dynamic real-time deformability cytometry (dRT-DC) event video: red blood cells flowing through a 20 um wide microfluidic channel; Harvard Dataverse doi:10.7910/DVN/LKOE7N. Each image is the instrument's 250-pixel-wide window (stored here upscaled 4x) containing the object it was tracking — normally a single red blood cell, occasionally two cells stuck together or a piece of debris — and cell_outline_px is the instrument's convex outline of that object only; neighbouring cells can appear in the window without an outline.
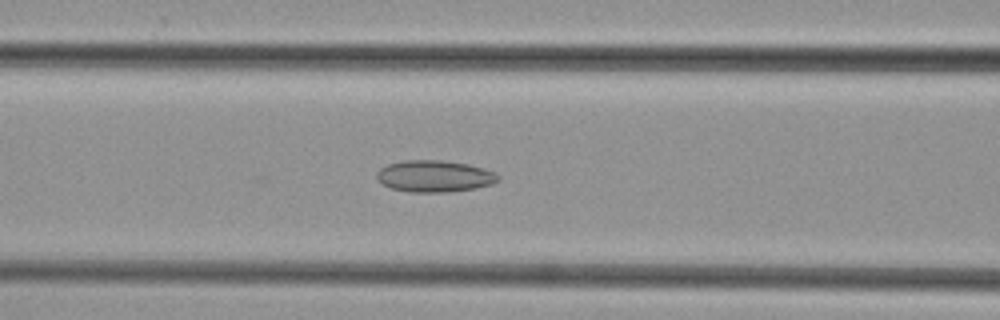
{"species": "common noctule bat (a hibernating species)", "species_latin": "Nyctalus noctula", "temperature_condition": "cold", "stored_images_in_passage": 35, "camera_frame_rate_fps": 3000, "um_per_image_px": 0.085, "animal": {"sex": "female", "body_mass_g": 29.2, "forearm_length_mm": 56.3}, "frame": {"image": 1, "passage_image": 7, "time_ms": 2.0, "image_size_px": [1000, 320], "cell_outline_px": [[500, 180], [492, 184], [476, 188], [448, 192], [408, 192], [392, 188], [376, 180], [376, 172], [380, 168], [388, 164], [404, 160], [440, 160], [468, 164], [484, 168], [496, 172], [500, 176]], "centroid_in_image_um": [36.95, 14.97], "position_along_channel_um": 129.7, "area_um2": 22.6}}
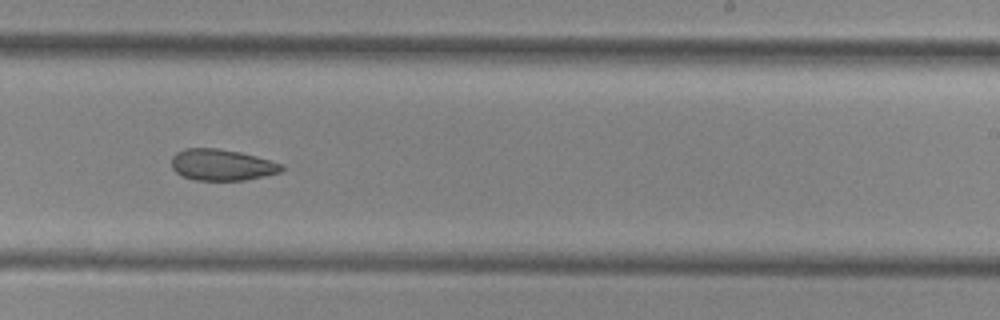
{"frame": {"image": 2, "passage_image": 17, "time_ms": 5.333, "image_size_px": [1000, 320], "cell_outline_px": [[284, 168], [280, 172], [264, 176], [244, 180], [196, 180], [184, 176], [176, 172], [172, 168], [172, 156], [176, 152], [184, 148], [216, 148], [240, 152], [256, 156], [280, 164]], "centroid_in_image_um": [18.82, 14.01], "position_along_channel_um": 270.2, "area_um2": 19.88}}
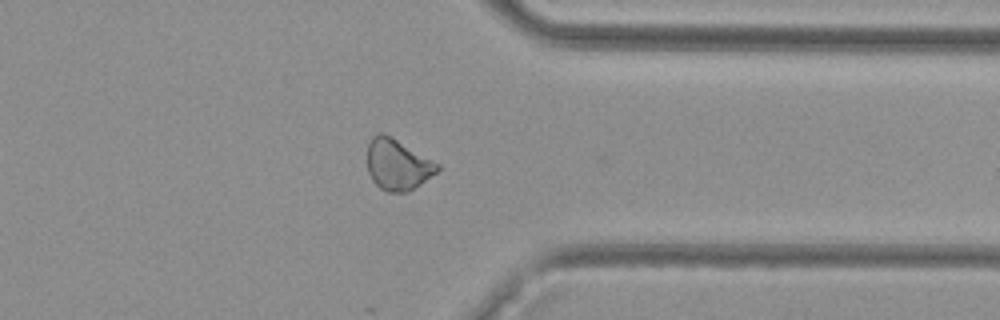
{"frame": {"image": 3, "passage_image": 25, "time_ms": 8.0, "image_size_px": [1000, 320], "cell_outline_px": [[440, 168], [436, 172], [420, 184], [408, 192], [388, 192], [380, 188], [372, 180], [368, 172], [368, 144], [372, 136], [380, 132], [396, 140], [440, 164]], "centroid_in_image_um": [33.78, 14.01], "position_along_channel_um": 377.6, "area_um2": 20.4}}